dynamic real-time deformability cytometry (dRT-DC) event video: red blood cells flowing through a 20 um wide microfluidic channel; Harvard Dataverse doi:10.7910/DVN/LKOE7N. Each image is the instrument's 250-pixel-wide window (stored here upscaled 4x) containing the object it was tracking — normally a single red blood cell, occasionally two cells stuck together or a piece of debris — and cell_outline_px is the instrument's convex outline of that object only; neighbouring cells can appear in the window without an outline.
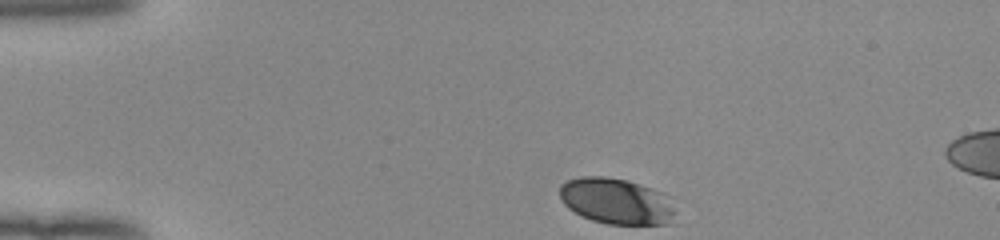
{"species": "human", "species_latin": "Homo sapiens", "temperature_condition": "room temperature", "stored_images_in_passage": 35, "camera_frame_rate_fps": 3000, "um_per_image_px": 0.085, "donor": {"sex": "female"}, "frame": {"image": 1, "passage_image": 1, "time_ms": 0.0, "image_size_px": [1000, 240], "cell_outline_px": [[672, 212], [668, 224], [608, 224], [592, 220], [580, 216], [568, 208], [564, 204], [560, 196], [560, 184], [568, 180], [580, 176], [604, 176], [628, 180], [652, 188], [672, 196]], "centroid_in_image_um": [52.36, 17.08], "position_along_channel_um": 32.6, "area_um2": 31.1}}
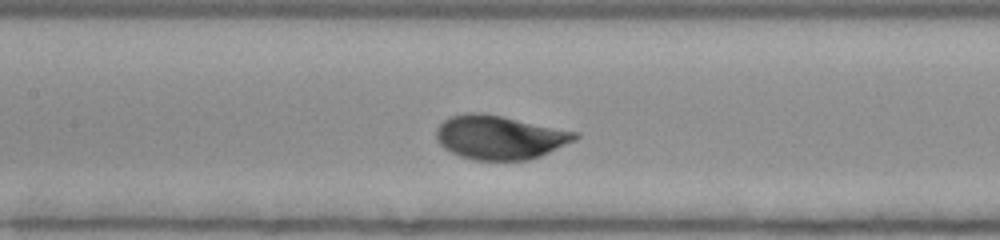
{"frame": {"image": 2, "passage_image": 16, "time_ms": 5.0, "image_size_px": [1000, 240], "cell_outline_px": [[580, 136], [576, 140], [540, 156], [528, 160], [472, 160], [460, 156], [444, 148], [436, 140], [436, 128], [444, 120], [452, 116], [468, 112], [476, 112], [504, 116], [580, 132]], "centroid_in_image_um": [42.49, 11.67], "position_along_channel_um": 164.9, "area_um2": 35.72}}
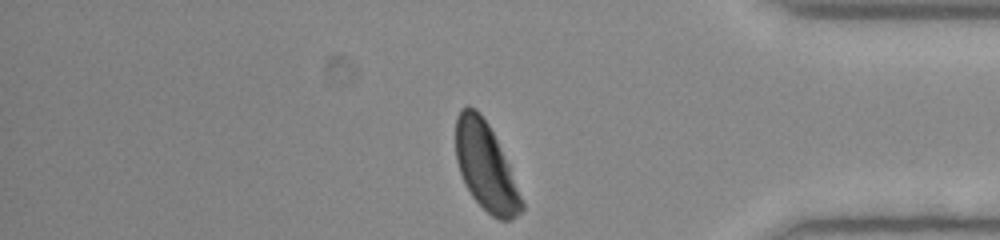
{"frame": {"image": 3, "passage_image": 35, "time_ms": 11.333, "image_size_px": [1000, 240], "cell_outline_px": [[524, 208], [516, 216], [508, 220], [500, 220], [492, 216], [472, 196], [464, 184], [456, 160], [456, 116], [460, 108], [468, 104], [476, 108], [480, 112], [488, 124], [508, 164], [524, 204]], "centroid_in_image_um": [41.25, 14.12], "position_along_channel_um": 394.0, "area_um2": 33.29}, "authors_computed_cell_mechanics": {"area_um2": 34.7378, "velocity_mm_per_s": 3.9298, "shape_relaxation_time_tau1_ms": 3.1186, "shape_relaxation_time_tau2_ms": null, "deformation_change_tau1": 0.1549, "deformation_change_tau2": null}}